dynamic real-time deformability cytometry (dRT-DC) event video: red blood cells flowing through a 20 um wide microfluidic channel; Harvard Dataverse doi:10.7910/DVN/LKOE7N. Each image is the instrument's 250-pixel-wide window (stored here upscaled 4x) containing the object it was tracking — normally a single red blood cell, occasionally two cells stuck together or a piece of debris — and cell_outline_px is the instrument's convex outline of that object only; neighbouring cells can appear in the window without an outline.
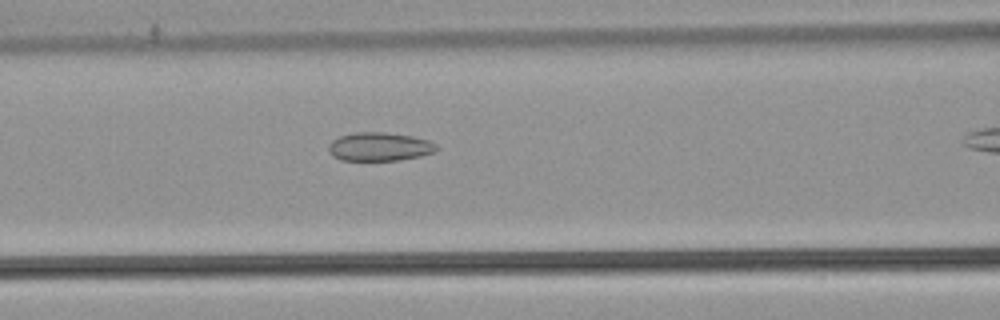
{"species": "common noctule bat (a hibernating species)", "species_latin": "Nyctalus noctula", "temperature_condition": "warm", "stored_images_in_passage": 35, "camera_frame_rate_fps": 3000, "um_per_image_px": 0.085, "animal": {"sex": "male", "body_mass_g": 21.5, "forearm_length_mm": 52.0}, "frame": {"image": 1, "passage_image": 15, "time_ms": 4.667, "image_size_px": [1000, 320], "cell_outline_px": [[440, 148], [432, 152], [420, 156], [396, 160], [340, 160], [332, 156], [328, 148], [328, 144], [332, 140], [340, 136], [356, 132], [384, 132], [412, 136], [428, 140], [436, 144]], "centroid_in_image_um": [32.23, 12.46], "position_along_channel_um": 134.4, "area_um2": 17.92}}
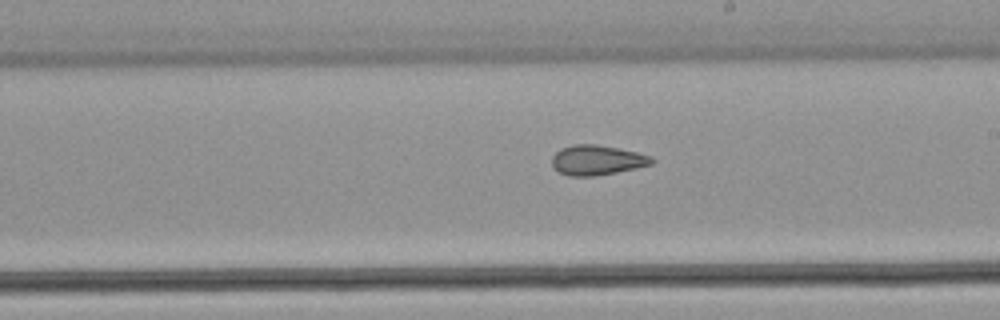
{"frame": {"image": 2, "passage_image": 23, "time_ms": 7.333, "image_size_px": [1000, 320], "cell_outline_px": [[656, 160], [652, 164], [636, 168], [596, 176], [568, 176], [552, 168], [552, 156], [560, 148], [572, 144], [596, 144], [636, 152], [652, 156]], "centroid_in_image_um": [50.73, 13.61], "position_along_channel_um": 238.3, "area_um2": 17.51}}
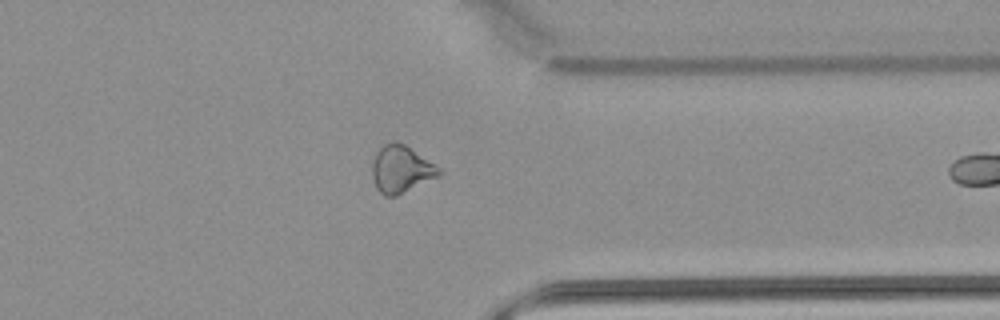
{"frame": {"image": 3, "passage_image": 34, "time_ms": 11.0, "image_size_px": [1000, 320], "cell_outline_px": [[444, 172], [440, 176], [396, 196], [384, 196], [376, 188], [372, 176], [372, 164], [376, 152], [384, 144], [404, 144], [440, 168]], "centroid_in_image_um": [34.1, 14.43], "position_along_channel_um": 377.3, "area_um2": 18.09}}